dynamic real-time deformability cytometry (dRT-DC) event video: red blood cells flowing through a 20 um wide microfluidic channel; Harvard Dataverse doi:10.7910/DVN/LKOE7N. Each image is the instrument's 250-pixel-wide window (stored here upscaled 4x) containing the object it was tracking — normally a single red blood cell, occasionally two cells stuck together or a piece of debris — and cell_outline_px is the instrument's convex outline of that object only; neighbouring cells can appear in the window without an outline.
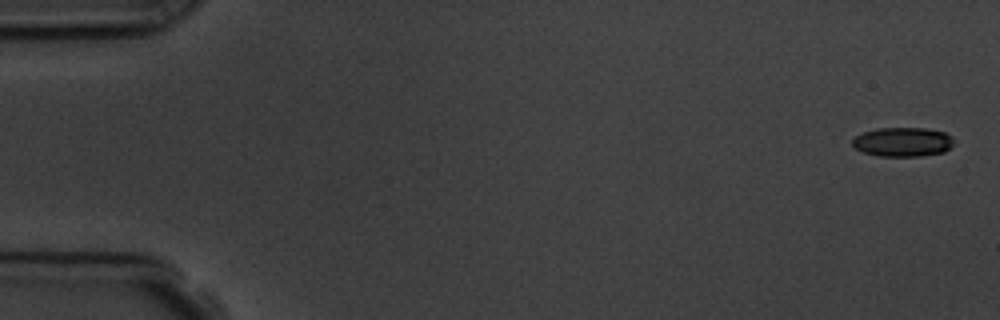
{"species": "common noctule bat (a hibernating species)", "species_latin": "Nyctalus noctula", "temperature_condition": "room temperature", "stored_images_in_passage": 5, "camera_frame_rate_fps": 3000, "um_per_image_px": 0.085, "animal": {"sex": "male", "body_mass_g": 19.5, "forearm_length_mm": 54.6}, "frame": {"image": 1, "passage_image": 1, "time_ms": 0.0, "image_size_px": [1000, 320], "cell_outline_px": [[956, 140], [944, 152], [920, 156], [876, 156], [864, 152], [856, 148], [852, 144], [852, 140], [856, 136], [864, 132], [876, 128], [928, 128], [944, 132], [952, 136]], "centroid_in_image_um": [76.75, 12.06], "position_along_channel_um": 8.2, "area_um2": 17.34}}
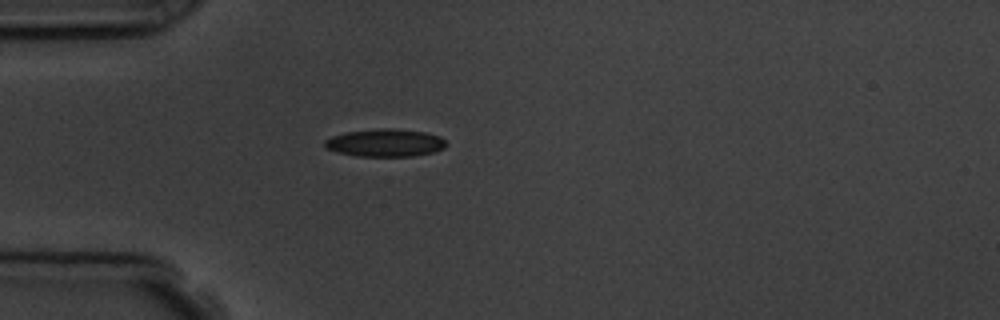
{"frame": {"image": 2, "passage_image": 5, "time_ms": 4.667, "image_size_px": [1000, 320], "cell_outline_px": [[448, 144], [444, 148], [432, 152], [412, 156], [356, 156], [340, 152], [328, 148], [324, 144], [324, 140], [332, 136], [344, 132], [380, 128], [392, 128], [424, 132], [440, 136]], "centroid_in_image_um": [32.75, 12.13], "position_along_channel_um": 52.2, "area_um2": 19.48}}